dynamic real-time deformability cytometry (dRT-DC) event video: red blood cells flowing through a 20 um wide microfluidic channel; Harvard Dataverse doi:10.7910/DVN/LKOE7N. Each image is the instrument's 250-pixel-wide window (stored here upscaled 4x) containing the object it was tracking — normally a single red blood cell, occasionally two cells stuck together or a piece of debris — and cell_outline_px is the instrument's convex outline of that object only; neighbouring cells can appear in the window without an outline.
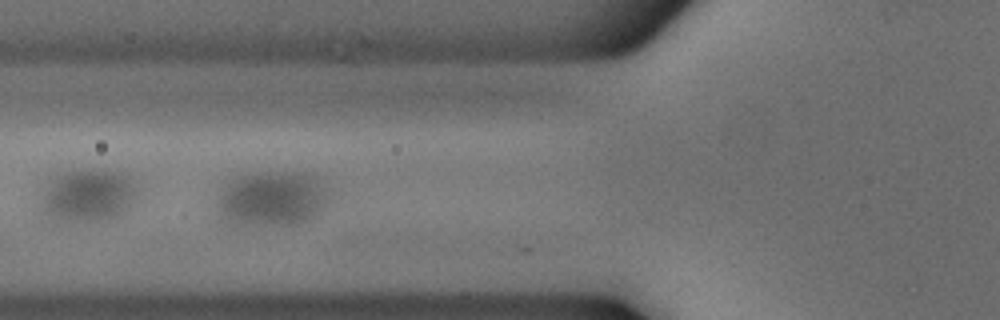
{"species": "common noctule bat (a hibernating species)", "species_latin": "Nyctalus noctula", "temperature_condition": "cold", "stored_images_in_passage": 48, "camera_frame_rate_fps": 3000, "um_per_image_px": 0.085, "animal": {"sex": "male", "body_mass_g": 18.8}, "frame": {"image": 1, "passage_image": 16, "time_ms": 5.0, "image_size_px": [1000, 320], "cell_outline_px": [[328, 204], [316, 216], [308, 220], [296, 224], [228, 224], [220, 220], [216, 212], [216, 200], [224, 184], [236, 176], [256, 172], [304, 172], [316, 176], [328, 188]], "centroid_in_image_um": [23.08, 16.87], "position_along_channel_um": 102.7, "area_um2": 36.82}}
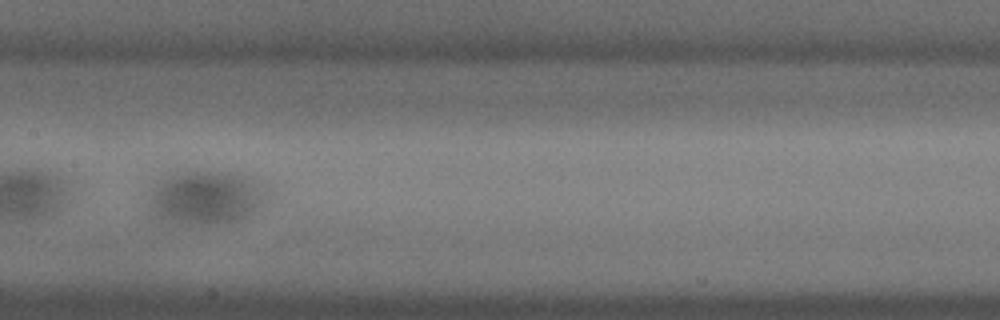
{"frame": {"image": 2, "passage_image": 23, "time_ms": 7.333, "image_size_px": [1000, 320], "cell_outline_px": [[272, 192], [248, 216], [240, 220], [204, 224], [172, 220], [160, 216], [152, 208], [148, 196], [148, 192], [160, 180], [168, 176], [188, 168], [192, 168], [240, 172], [252, 176], [268, 184]], "centroid_in_image_um": [17.65, 16.65], "position_along_channel_um": 189.8, "area_um2": 37.63}}
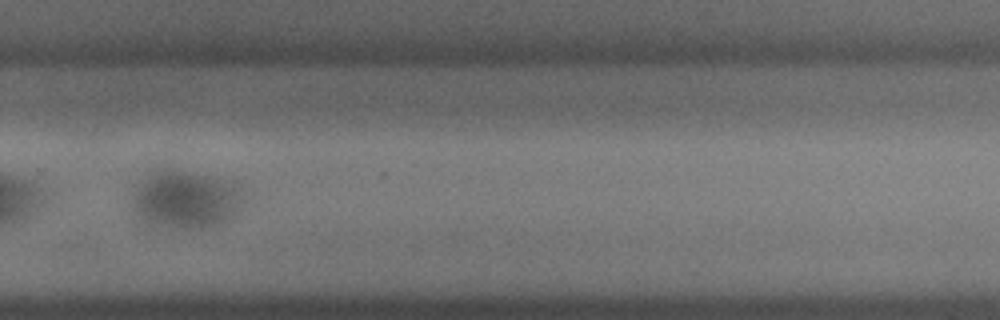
{"frame": {"image": 3, "passage_image": 33, "time_ms": 10.667, "image_size_px": [1000, 320], "cell_outline_px": [[248, 192], [240, 212], [228, 220], [216, 224], [200, 228], [180, 228], [148, 224], [132, 208], [132, 204], [136, 188], [140, 180], [148, 172], [196, 172], [220, 176], [236, 180]], "centroid_in_image_um": [15.94, 16.93], "position_along_channel_um": 313.9, "area_um2": 38.26}}